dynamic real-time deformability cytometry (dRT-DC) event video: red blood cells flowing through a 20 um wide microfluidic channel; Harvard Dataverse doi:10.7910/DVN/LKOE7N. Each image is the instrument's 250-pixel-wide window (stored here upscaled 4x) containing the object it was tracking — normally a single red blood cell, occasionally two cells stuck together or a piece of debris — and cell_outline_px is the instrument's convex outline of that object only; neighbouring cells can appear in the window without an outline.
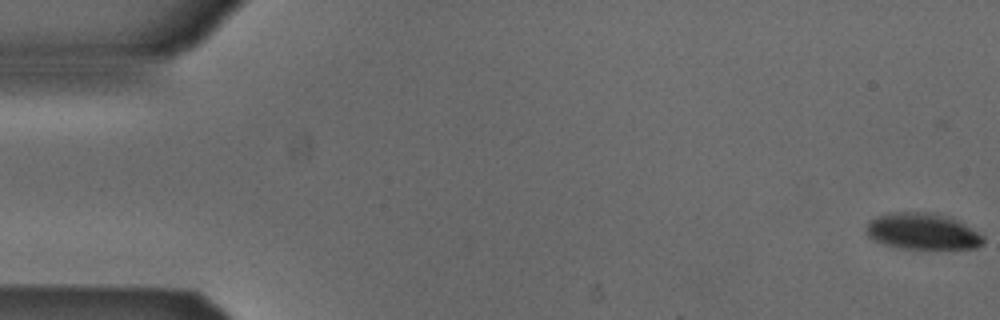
{"species": "Egyptian fruit bat (a non-hibernating species)", "species_latin": "Rousettus aegyptiacus", "temperature_condition": "cold", "stored_images_in_passage": 54, "camera_frame_rate_fps": 3000, "um_per_image_px": 0.085, "animal": {"sex": "male"}, "frame": {"image": 1, "passage_image": 1, "time_ms": 0.0, "image_size_px": [1000, 320], "cell_outline_px": [[984, 240], [976, 248], [896, 248], [872, 240], [864, 232], [868, 220], [876, 216], [888, 212], [932, 212], [952, 216], [960, 220], [984, 236]], "centroid_in_image_um": [78.37, 19.64], "position_along_channel_um": 6.6, "area_um2": 25.26}}
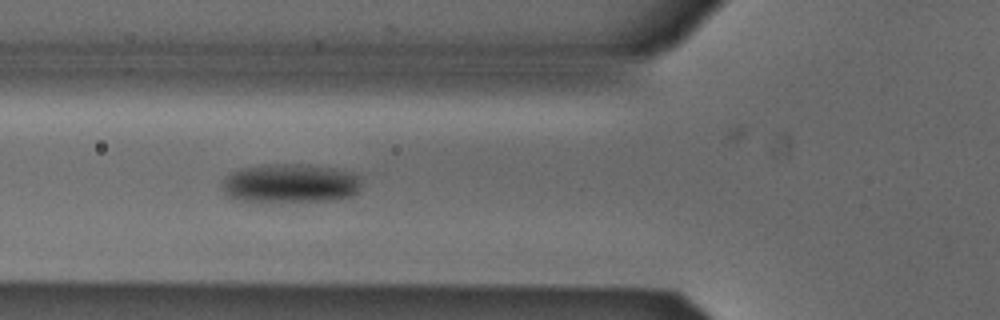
{"frame": {"image": 2, "passage_image": 20, "time_ms": 6.333, "image_size_px": [1000, 320], "cell_outline_px": [[360, 192], [352, 196], [336, 200], [260, 204], [240, 200], [228, 196], [224, 192], [224, 180], [232, 172], [244, 168], [268, 164], [308, 164], [332, 168], [348, 172], [360, 176]], "centroid_in_image_um": [24.71, 15.63], "position_along_channel_um": 101.1, "area_um2": 32.37}}
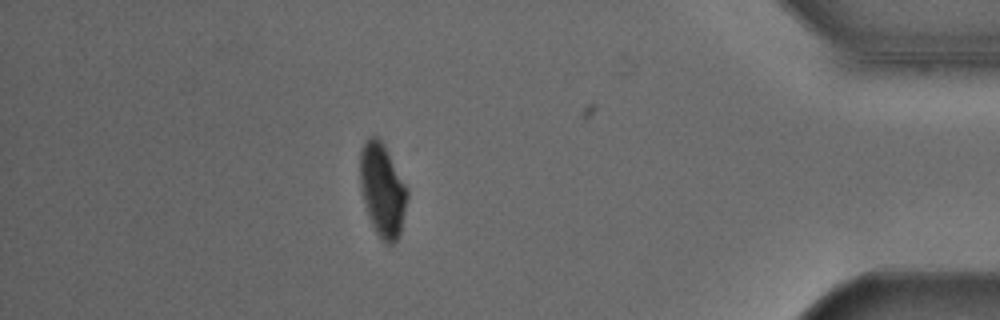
{"frame": {"image": 3, "passage_image": 47, "time_ms": 15.333, "image_size_px": [1000, 320], "cell_outline_px": [[408, 196], [400, 236], [392, 244], [384, 244], [380, 240], [368, 216], [360, 184], [360, 152], [368, 136], [376, 136], [384, 144], [408, 188]], "centroid_in_image_um": [32.52, 16.17], "position_along_channel_um": 402.7, "area_um2": 25.72}, "authors_computed_cell_mechanics": {"area_um2": 27.9463, "velocity_mm_per_s": 3.8658, "shape_relaxation_time_tau1_ms": 2.6395, "shape_relaxation_time_tau2_ms": null, "deformation_change_tau1": 0.1129, "deformation_change_tau2": null}}